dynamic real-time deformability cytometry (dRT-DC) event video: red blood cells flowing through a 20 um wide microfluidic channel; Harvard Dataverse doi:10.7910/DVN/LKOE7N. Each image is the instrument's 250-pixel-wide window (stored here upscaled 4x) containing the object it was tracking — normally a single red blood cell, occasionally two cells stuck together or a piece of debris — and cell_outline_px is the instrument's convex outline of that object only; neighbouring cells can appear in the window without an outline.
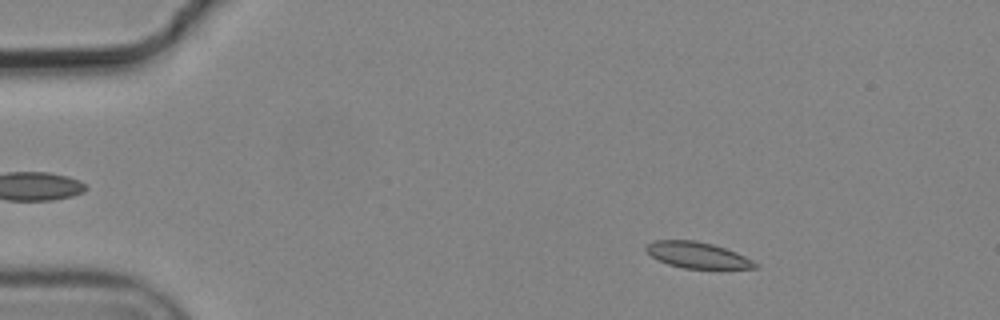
{"species": "common noctule bat (a hibernating species)", "species_latin": "Nyctalus noctula", "temperature_condition": "cold", "stored_images_in_passage": 6, "camera_frame_rate_fps": 3000, "um_per_image_px": 0.085, "animal": {"sex": "male", "body_mass_g": 19.2, "forearm_length_mm": 51.8}, "frame": {"image": 1, "passage_image": 2, "time_ms": 0.333, "image_size_px": [1000, 320], "cell_outline_px": [[760, 268], [684, 268], [668, 264], [652, 256], [644, 248], [644, 244], [652, 240], [696, 240], [712, 244], [736, 252], [760, 264]], "centroid_in_image_um": [59.27, 21.67], "position_along_channel_um": 25.7, "area_um2": 16.53}}
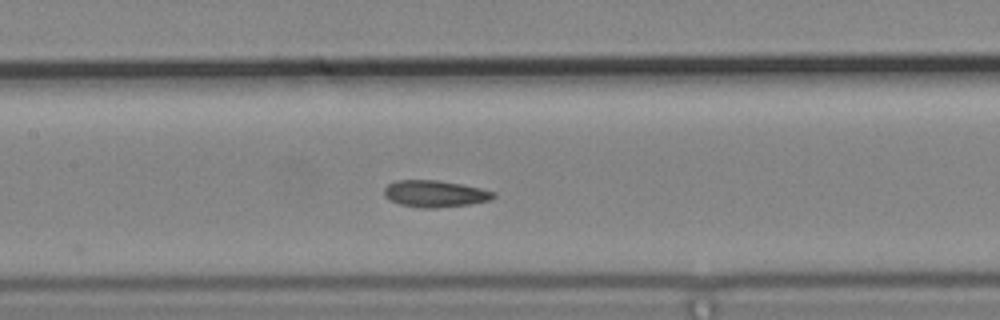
{"frame": {"image": 2, "passage_image": 6, "time_ms": 1.667, "image_size_px": [1000, 320], "cell_outline_px": [[496, 196], [488, 200], [468, 204], [436, 208], [420, 208], [400, 204], [388, 200], [384, 196], [384, 188], [388, 184], [396, 180], [436, 180], [460, 184], [480, 188], [496, 192]], "centroid_in_image_um": [36.93, 16.47], "position_along_channel_um": 170.5, "area_um2": 16.99}}